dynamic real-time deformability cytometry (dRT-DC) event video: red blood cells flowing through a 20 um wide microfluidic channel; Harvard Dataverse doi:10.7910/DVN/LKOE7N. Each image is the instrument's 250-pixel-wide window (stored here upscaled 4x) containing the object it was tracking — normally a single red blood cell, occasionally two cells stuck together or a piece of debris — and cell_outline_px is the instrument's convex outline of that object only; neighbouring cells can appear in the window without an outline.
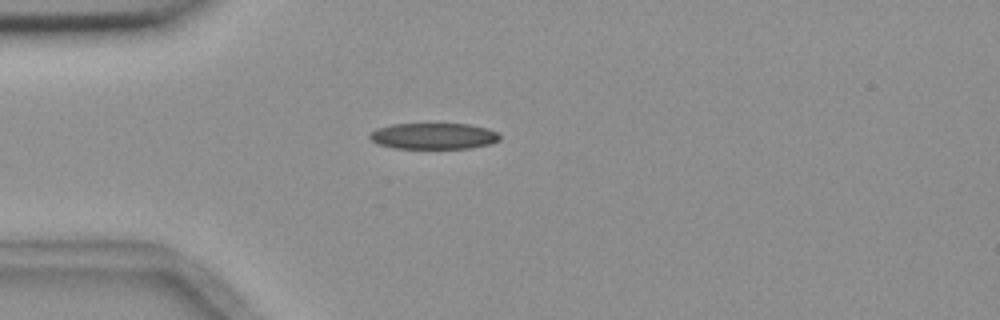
{"species": "common noctule bat (a hibernating species)", "species_latin": "Nyctalus noctula", "temperature_condition": "room temperature", "stored_images_in_passage": 5, "camera_frame_rate_fps": 3000, "um_per_image_px": 0.085, "animal": {"sex": "female", "body_mass_g": 18.4}, "frame": {"image": 1, "passage_image": 4, "time_ms": 3.333, "image_size_px": [1000, 320], "cell_outline_px": [[500, 140], [492, 144], [468, 148], [392, 148], [376, 144], [368, 136], [376, 128], [392, 124], [468, 124], [488, 128], [496, 132], [500, 136]], "centroid_in_image_um": [36.85, 11.57], "position_along_channel_um": 48.1, "area_um2": 19.88}}